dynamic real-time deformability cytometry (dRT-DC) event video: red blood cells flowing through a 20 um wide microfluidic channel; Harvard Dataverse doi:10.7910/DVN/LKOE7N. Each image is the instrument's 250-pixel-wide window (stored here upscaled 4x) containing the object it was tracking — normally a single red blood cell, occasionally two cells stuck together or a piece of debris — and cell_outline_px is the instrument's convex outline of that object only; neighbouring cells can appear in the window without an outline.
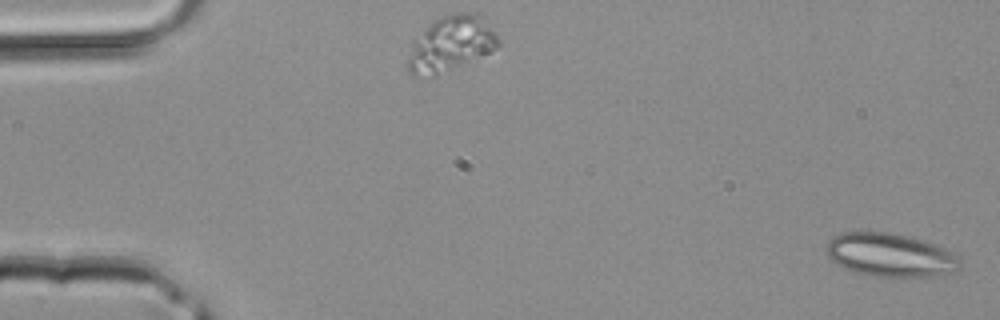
{"species": "common noctule bat (a hibernating species)", "species_latin": "Nyctalus noctula", "temperature_condition": "room temperature", "stored_images_in_passage": 40, "camera_frame_rate_fps": 3000, "um_per_image_px": 0.085, "animal": {"sex": "male", "body_mass_g": 20.4}, "frame": {"image": 1, "passage_image": 1, "time_ms": 0.0, "image_size_px": [1000, 320], "cell_outline_px": [[960, 268], [952, 272], [940, 276], [872, 276], [856, 272], [832, 260], [828, 256], [828, 240], [832, 236], [840, 232], [888, 232], [924, 240], [936, 244], [956, 252], [960, 256]], "centroid_in_image_um": [75.75, 21.66], "position_along_channel_um": 9.2, "area_um2": 33.81}}
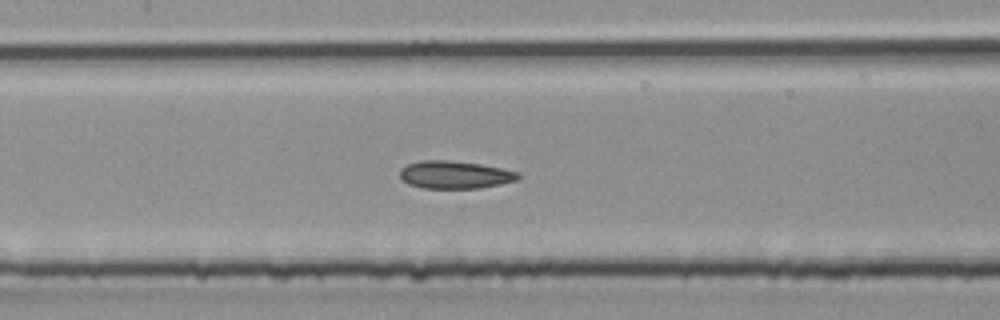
{"frame": {"image": 2, "passage_image": 19, "time_ms": 6.0, "image_size_px": [1000, 320], "cell_outline_px": [[520, 176], [516, 180], [500, 184], [480, 188], [424, 188], [408, 184], [400, 176], [400, 168], [408, 164], [420, 160], [448, 160], [480, 164], [520, 172]], "centroid_in_image_um": [38.65, 14.85], "position_along_channel_um": 168.7, "area_um2": 19.02}}
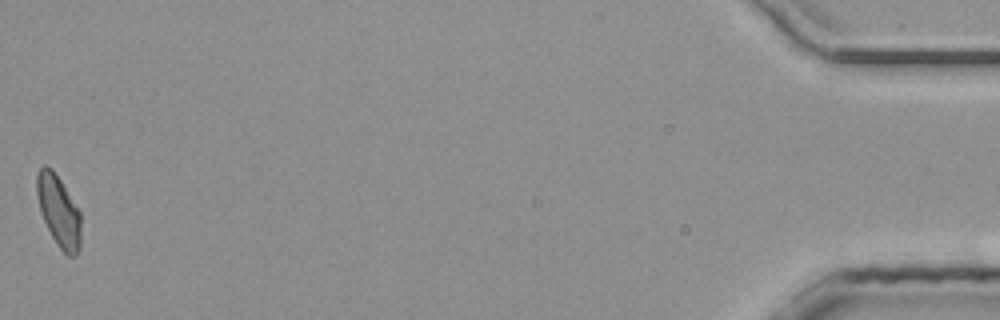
{"frame": {"image": 3, "passage_image": 40, "time_ms": 13.0, "image_size_px": [1000, 320], "cell_outline_px": [[80, 248], [76, 256], [68, 256], [56, 244], [40, 212], [36, 192], [36, 176], [40, 168], [44, 164], [52, 168], [60, 180], [80, 212]], "centroid_in_image_um": [4.97, 17.94], "position_along_channel_um": 430.2, "area_um2": 18.21}}